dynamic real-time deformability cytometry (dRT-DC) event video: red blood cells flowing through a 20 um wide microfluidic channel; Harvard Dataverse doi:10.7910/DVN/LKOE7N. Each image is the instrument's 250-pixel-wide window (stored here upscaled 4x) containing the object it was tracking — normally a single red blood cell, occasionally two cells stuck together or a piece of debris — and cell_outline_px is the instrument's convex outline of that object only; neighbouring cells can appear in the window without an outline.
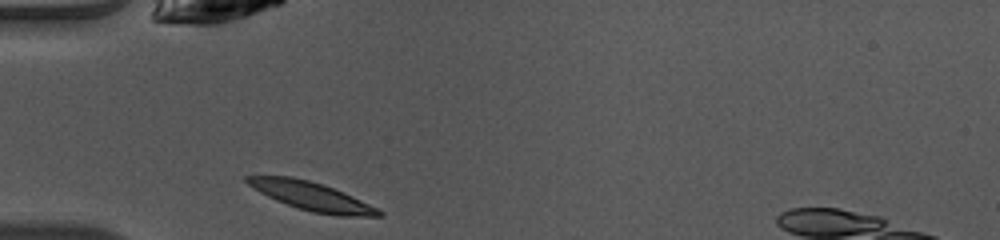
{"species": "common noctule bat (a hibernating species)", "species_latin": "Nyctalus noctula", "temperature_condition": "warm", "stored_images_in_passage": 36, "segment_of_instrument_passage": [1, 2], "camera_frame_rate_fps": 3000, "um_per_image_px": 0.085, "animal": {"sex": "female", "body_mass_g": 10.0, "forearm_length_mm": 53.1}, "frame": {"image": 1, "passage_image": 1, "time_ms": 0.0, "image_size_px": [1000, 240], "cell_outline_px": [[384, 216], [340, 216], [312, 212], [276, 200], [260, 192], [248, 184], [244, 180], [244, 176], [292, 176], [308, 180], [344, 192], [380, 208], [384, 212]], "centroid_in_image_um": [26.54, 16.69], "position_along_channel_um": 58.5, "area_um2": 21.68}}
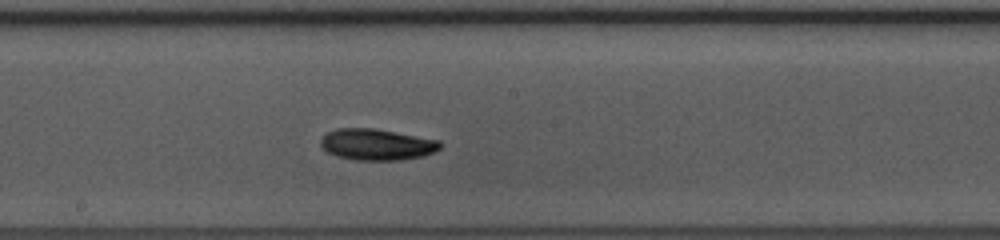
{"frame": {"image": 2, "passage_image": 13, "time_ms": 4.0, "image_size_px": [1000, 240], "cell_outline_px": [[444, 144], [440, 148], [424, 156], [400, 160], [356, 160], [336, 156], [328, 152], [320, 144], [320, 140], [328, 132], [336, 128], [372, 128], [440, 140]], "centroid_in_image_um": [32.04, 12.28], "position_along_channel_um": 216.2, "area_um2": 21.73}}
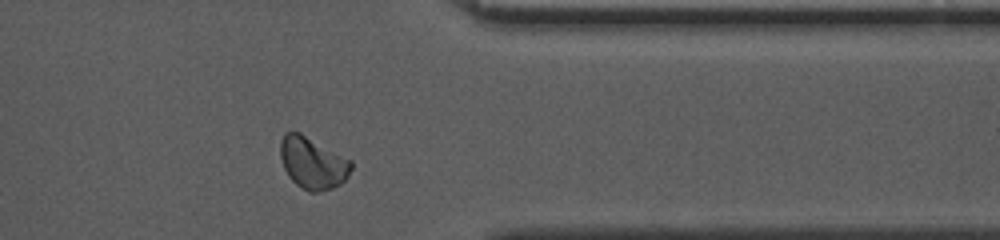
{"frame": {"image": 3, "passage_image": 26, "time_ms": 8.333, "image_size_px": [1000, 240], "cell_outline_px": [[352, 168], [348, 176], [340, 184], [332, 188], [320, 192], [308, 192], [296, 184], [288, 176], [284, 168], [280, 156], [280, 140], [284, 132], [300, 132], [352, 160]], "centroid_in_image_um": [26.57, 13.85], "position_along_channel_um": 384.8, "area_um2": 21.56}}